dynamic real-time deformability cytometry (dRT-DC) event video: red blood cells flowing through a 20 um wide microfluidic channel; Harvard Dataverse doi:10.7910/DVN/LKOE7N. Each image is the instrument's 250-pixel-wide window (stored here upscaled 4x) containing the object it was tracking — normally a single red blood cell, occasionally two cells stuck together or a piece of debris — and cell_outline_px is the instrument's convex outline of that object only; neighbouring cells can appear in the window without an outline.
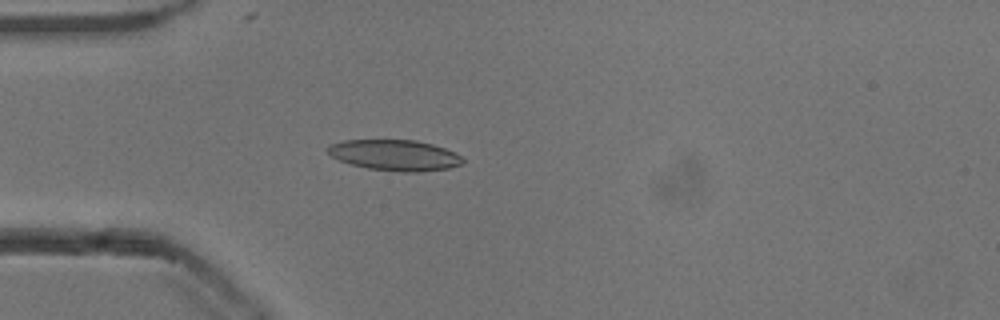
{"species": "common noctule bat (a hibernating species)", "species_latin": "Nyctalus noctula", "temperature_condition": "cold", "stored_images_in_passage": 54, "camera_frame_rate_fps": 3000, "um_per_image_px": 0.085, "animal": {"sex": "male", "body_mass_g": 13.3}, "frame": {"image": 1, "passage_image": 15, "time_ms": 4.667, "image_size_px": [1000, 320], "cell_outline_px": [[464, 164], [448, 168], [420, 172], [400, 172], [368, 168], [352, 164], [340, 160], [332, 156], [328, 152], [328, 144], [344, 140], [416, 140], [432, 144], [456, 152], [464, 160]], "centroid_in_image_um": [33.59, 13.19], "position_along_channel_um": 51.4, "area_um2": 24.22}}
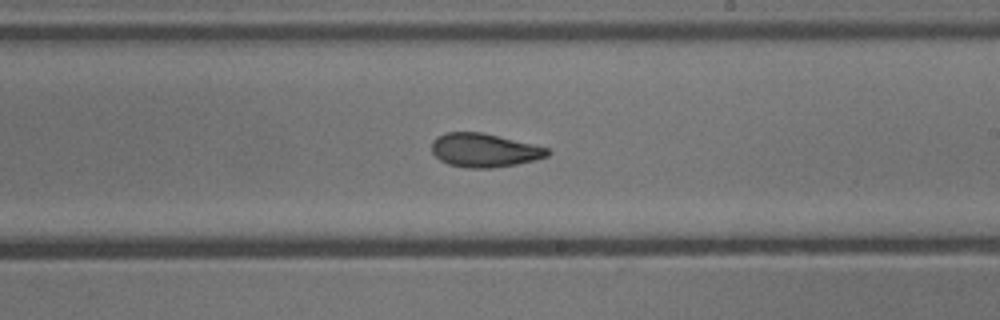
{"frame": {"image": 2, "passage_image": 31, "time_ms": 10.0, "image_size_px": [1000, 320], "cell_outline_px": [[552, 152], [548, 156], [536, 160], [516, 164], [492, 168], [468, 168], [448, 164], [440, 160], [432, 152], [432, 140], [436, 136], [444, 132], [480, 132], [532, 144], [548, 148]], "centroid_in_image_um": [41.15, 12.77], "position_along_channel_um": 247.9, "area_um2": 22.72}}
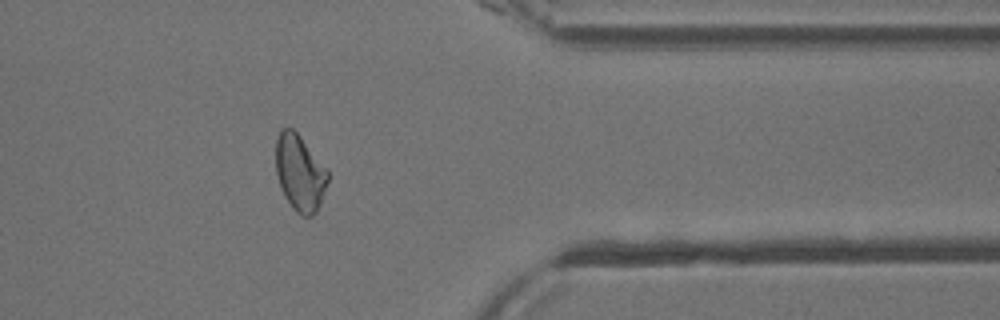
{"frame": {"image": 3, "passage_image": 43, "time_ms": 14.0, "image_size_px": [1000, 320], "cell_outline_px": [[328, 180], [320, 204], [316, 212], [312, 216], [300, 216], [292, 208], [284, 196], [280, 188], [276, 172], [276, 140], [280, 128], [292, 128], [300, 136], [328, 168]], "centroid_in_image_um": [25.48, 14.69], "position_along_channel_um": 385.9, "area_um2": 23.35}, "authors_computed_cell_mechanics": {"area_um2": 23.3512, "velocity_mm_per_s": 3.8477, "shape_relaxation_time_tau1_ms": 8.2022, "shape_relaxation_time_tau2_ms": 2.698, "deformation_change_tau1": 0.209, "deformation_change_tau2": 0.089}}